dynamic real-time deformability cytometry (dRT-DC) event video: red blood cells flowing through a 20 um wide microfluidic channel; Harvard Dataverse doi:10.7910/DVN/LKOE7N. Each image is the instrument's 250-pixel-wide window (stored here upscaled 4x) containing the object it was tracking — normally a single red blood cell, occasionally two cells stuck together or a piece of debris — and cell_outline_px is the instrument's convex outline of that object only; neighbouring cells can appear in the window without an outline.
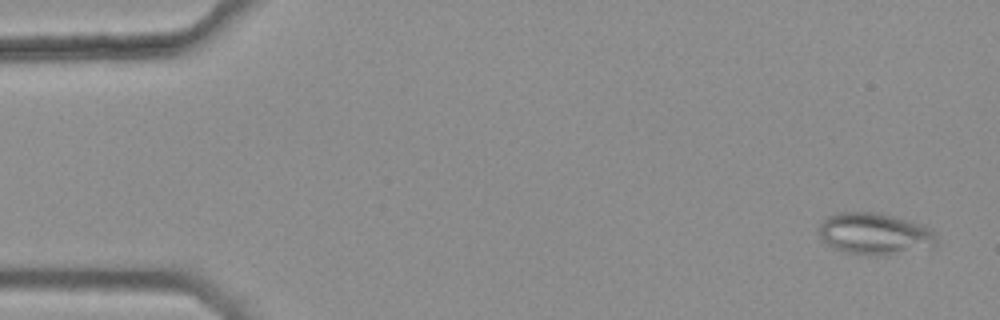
{"species": "common noctule bat (a hibernating species)", "species_latin": "Nyctalus noctula", "temperature_condition": "warm", "stored_images_in_passage": 5, "camera_frame_rate_fps": 3000, "um_per_image_px": 0.085, "animal": {"sex": "female", "body_mass_g": 25.1}, "frame": {"image": 1, "passage_image": 1, "time_ms": 0.0, "image_size_px": [1000, 320], "cell_outline_px": [[936, 244], [884, 256], [872, 256], [844, 252], [832, 248], [820, 240], [820, 224], [828, 216], [836, 212], [880, 212], [924, 224], [932, 228], [936, 232]], "centroid_in_image_um": [74.32, 19.86], "position_along_channel_um": 10.7, "area_um2": 28.84}}